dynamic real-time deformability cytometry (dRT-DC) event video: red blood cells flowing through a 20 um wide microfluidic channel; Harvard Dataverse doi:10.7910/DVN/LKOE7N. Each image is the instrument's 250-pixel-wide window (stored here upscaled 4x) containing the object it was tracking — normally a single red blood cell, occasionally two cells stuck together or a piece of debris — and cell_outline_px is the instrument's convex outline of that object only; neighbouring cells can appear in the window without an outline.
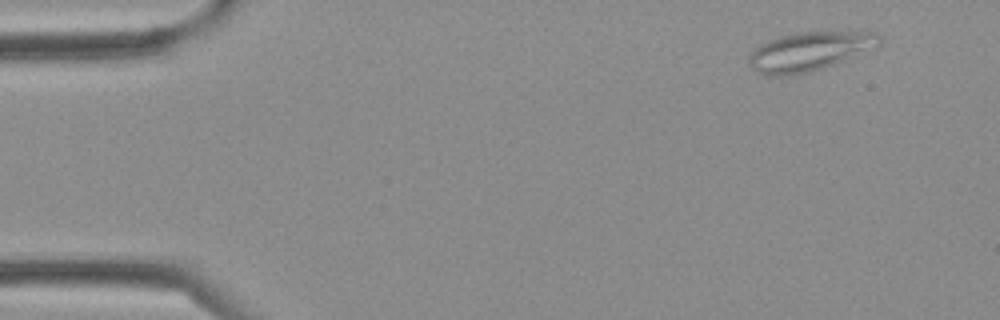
{"species": "Egyptian fruit bat (a non-hibernating species)", "species_latin": "Rousettus aegyptiacus", "temperature_condition": "cold", "stored_images_in_passage": 3, "camera_frame_rate_fps": 3000, "um_per_image_px": 0.085, "frame": {"image": 1, "passage_image": 1, "time_ms": 0.0, "image_size_px": [1000, 320], "cell_outline_px": [[880, 44], [824, 68], [808, 72], [788, 76], [764, 76], [756, 72], [748, 64], [748, 56], [760, 44], [768, 40], [780, 36], [796, 32], [876, 32], [880, 36]], "centroid_in_image_um": [68.7, 4.38], "position_along_channel_um": 16.3, "area_um2": 29.36}}